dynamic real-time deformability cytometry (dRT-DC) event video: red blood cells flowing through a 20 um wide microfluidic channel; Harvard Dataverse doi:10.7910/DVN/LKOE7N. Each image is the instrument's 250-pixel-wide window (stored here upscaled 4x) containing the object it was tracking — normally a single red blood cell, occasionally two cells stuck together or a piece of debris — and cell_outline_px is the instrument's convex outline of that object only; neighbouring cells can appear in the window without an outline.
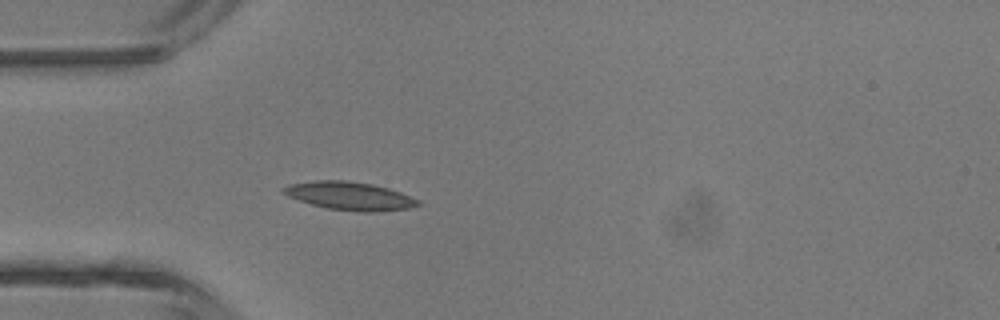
{"species": "common noctule bat (a hibernating species)", "species_latin": "Nyctalus noctula", "temperature_condition": "room temperature", "stored_images_in_passage": 4, "camera_frame_rate_fps": 3000, "um_per_image_px": 0.085, "animal": {"sex": "male", "body_mass_g": 13.3}, "frame": {"image": 1, "passage_image": 4, "time_ms": 4.333, "image_size_px": [1000, 320], "cell_outline_px": [[424, 204], [408, 208], [376, 212], [356, 212], [328, 208], [312, 204], [288, 196], [280, 192], [280, 188], [288, 184], [316, 180], [344, 180], [372, 184], [388, 188], [400, 192], [420, 200]], "centroid_in_image_um": [29.72, 16.65], "position_along_channel_um": 55.3, "area_um2": 22.25}}